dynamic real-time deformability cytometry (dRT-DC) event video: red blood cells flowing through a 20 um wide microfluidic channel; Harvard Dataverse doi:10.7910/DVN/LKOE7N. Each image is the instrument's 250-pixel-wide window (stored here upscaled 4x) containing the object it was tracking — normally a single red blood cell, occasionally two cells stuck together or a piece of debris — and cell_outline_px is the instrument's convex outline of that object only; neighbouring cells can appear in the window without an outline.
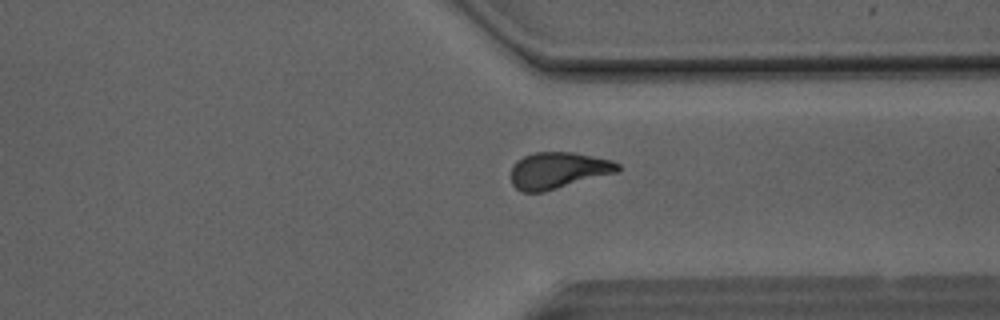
{"species": "Egyptian fruit bat (a non-hibernating species)", "species_latin": "Rousettus aegyptiacus", "temperature_condition": "room temperature", "stored_images_in_passage": 38, "camera_frame_rate_fps": 3000, "um_per_image_px": 0.085, "animal": {"sex": "male"}, "frame": {"image": 1, "passage_image": 26, "time_ms": 8.333, "image_size_px": [1000, 320], "cell_outline_px": [[620, 168], [616, 172], [544, 192], [520, 192], [512, 184], [512, 168], [516, 160], [524, 156], [536, 152], [572, 152], [612, 160], [620, 164]], "centroid_in_image_um": [47.42, 14.48], "position_along_channel_um": 364.0, "area_um2": 22.54}}
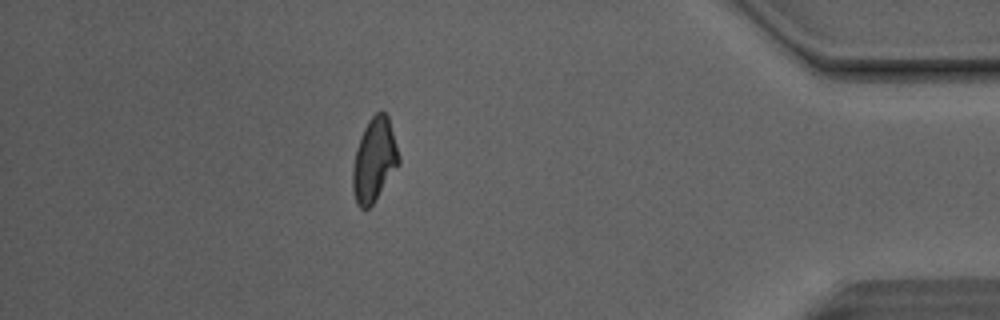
{"frame": {"image": 2, "passage_image": 32, "time_ms": 10.333, "image_size_px": [1000, 320], "cell_outline_px": [[400, 164], [372, 204], [368, 208], [360, 208], [356, 204], [352, 188], [352, 168], [356, 148], [360, 136], [368, 120], [376, 112], [384, 112], [388, 116], [400, 156]], "centroid_in_image_um": [31.8, 13.6], "position_along_channel_um": 403.4, "area_um2": 22.48}, "authors_computed_cell_mechanics": {"area_um2": 22.542, "velocity_mm_per_s": 4.1527, "shape_relaxation_time_tau1_ms": 6.9302, "shape_relaxation_time_tau2_ms": 3.2244, "deformation_change_tau1": 0.1945, "deformation_change_tau2": 0.1073}}